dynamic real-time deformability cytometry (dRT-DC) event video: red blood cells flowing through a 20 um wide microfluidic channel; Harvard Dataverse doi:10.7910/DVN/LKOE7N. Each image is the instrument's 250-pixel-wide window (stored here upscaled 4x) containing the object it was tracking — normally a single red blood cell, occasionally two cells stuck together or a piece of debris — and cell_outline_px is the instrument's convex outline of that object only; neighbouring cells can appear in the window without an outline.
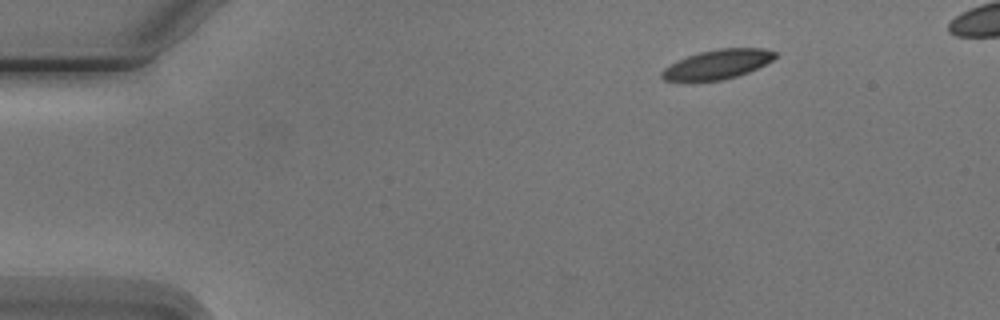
{"species": "Egyptian fruit bat (a non-hibernating species)", "species_latin": "Rousettus aegyptiacus", "temperature_condition": "cold", "stored_images_in_passage": 3, "camera_frame_rate_fps": 3000, "um_per_image_px": 0.085, "animal": {"sex": "male"}, "frame": {"image": 1, "passage_image": 1, "time_ms": 0.0, "image_size_px": [1000, 320], "cell_outline_px": [[776, 56], [772, 60], [748, 72], [736, 76], [720, 80], [664, 80], [660, 76], [660, 72], [664, 68], [688, 56], [700, 52], [716, 48], [764, 48], [776, 52]], "centroid_in_image_um": [61.0, 5.45], "position_along_channel_um": 24.0, "area_um2": 18.96}}